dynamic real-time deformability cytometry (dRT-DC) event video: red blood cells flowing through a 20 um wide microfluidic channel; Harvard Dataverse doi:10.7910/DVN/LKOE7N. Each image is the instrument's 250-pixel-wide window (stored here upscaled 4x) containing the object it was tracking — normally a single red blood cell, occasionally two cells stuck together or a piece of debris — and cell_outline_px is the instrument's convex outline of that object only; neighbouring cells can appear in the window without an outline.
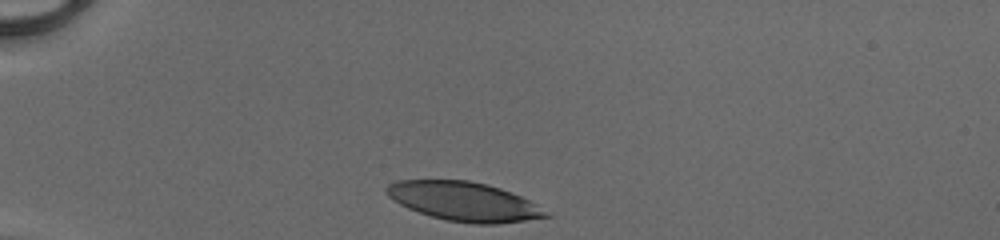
{"species": "human", "species_latin": "Homo sapiens", "temperature_condition": "cold", "stored_images_in_passage": 30, "camera_frame_rate_fps": 3000, "um_per_image_px": 0.085, "donor": {"sex": "male"}, "frame": {"image": 1, "passage_image": 1, "time_ms": 0.0, "image_size_px": [1000, 240], "cell_outline_px": [[552, 216], [496, 224], [476, 224], [448, 220], [432, 216], [408, 208], [400, 204], [388, 196], [384, 192], [384, 188], [388, 184], [396, 180], [468, 180], [488, 184], [512, 192], [536, 204]], "centroid_in_image_um": [39.41, 17.11], "position_along_channel_um": 45.6, "area_um2": 36.07}}
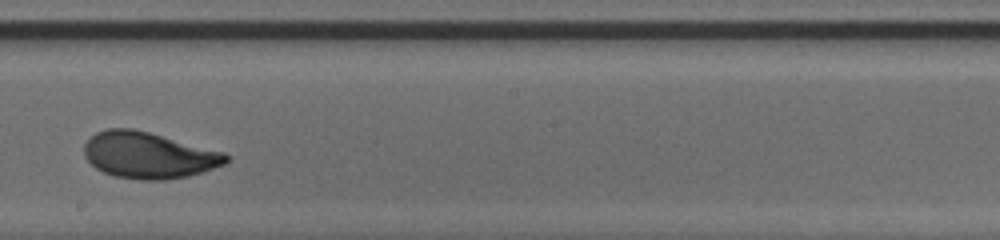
{"frame": {"image": 2, "passage_image": 18, "time_ms": 5.667, "image_size_px": [1000, 240], "cell_outline_px": [[232, 156], [224, 164], [188, 176], [164, 180], [140, 180], [116, 176], [104, 172], [96, 168], [84, 156], [84, 144], [96, 132], [108, 128], [132, 128], [148, 132], [224, 152]], "centroid_in_image_um": [12.62, 13.19], "position_along_channel_um": 235.6, "area_um2": 38.03}}
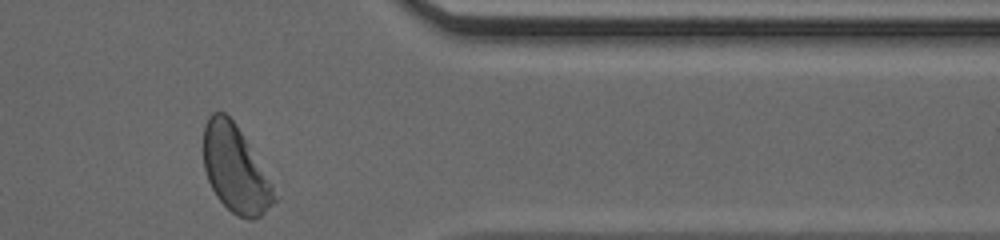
{"frame": {"image": 3, "passage_image": 30, "time_ms": 9.667, "image_size_px": [1000, 240], "cell_outline_px": [[280, 196], [260, 216], [252, 220], [248, 220], [236, 216], [216, 196], [208, 180], [204, 168], [204, 124], [208, 116], [212, 112], [224, 112], [236, 124]], "centroid_in_image_um": [20.01, 14.39], "position_along_channel_um": 391.4, "area_um2": 35.72}, "authors_computed_cell_mechanics": {"area_um2": 36.8764, "velocity_mm_per_s": 4.1141, "shape_relaxation_time_tau1_ms": 2.8027, "shape_relaxation_time_tau2_ms": 0.881, "deformation_change_tau1": 0.1527, "deformation_change_tau2": 0.065}}